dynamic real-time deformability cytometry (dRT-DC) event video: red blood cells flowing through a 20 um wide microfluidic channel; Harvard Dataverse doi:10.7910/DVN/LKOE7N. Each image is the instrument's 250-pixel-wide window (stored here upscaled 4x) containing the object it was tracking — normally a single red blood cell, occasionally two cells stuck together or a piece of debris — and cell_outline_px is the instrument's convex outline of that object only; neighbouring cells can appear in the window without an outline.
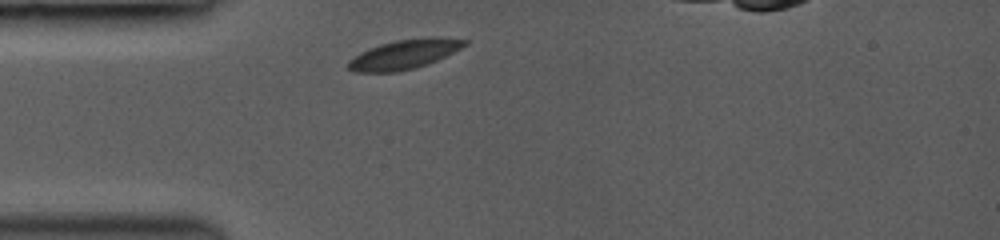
{"species": "common noctule bat (a hibernating species)", "species_latin": "Nyctalus noctula", "temperature_condition": "room temperature", "stored_images_in_passage": 1, "camera_frame_rate_fps": 3000, "um_per_image_px": 0.085, "animal": {"sex": "female", "body_mass_g": 19.0, "forearm_length_mm": 53.3}, "frame": {"image": 1, "passage_image": 1, "time_ms": 0.0, "image_size_px": [1000, 240], "cell_outline_px": [[468, 44], [436, 60], [412, 68], [396, 72], [356, 72], [348, 68], [348, 60], [360, 52], [380, 44], [396, 40], [428, 36], [440, 36], [468, 40]], "centroid_in_image_um": [34.36, 4.59], "position_along_channel_um": 50.6, "area_um2": 19.83}}